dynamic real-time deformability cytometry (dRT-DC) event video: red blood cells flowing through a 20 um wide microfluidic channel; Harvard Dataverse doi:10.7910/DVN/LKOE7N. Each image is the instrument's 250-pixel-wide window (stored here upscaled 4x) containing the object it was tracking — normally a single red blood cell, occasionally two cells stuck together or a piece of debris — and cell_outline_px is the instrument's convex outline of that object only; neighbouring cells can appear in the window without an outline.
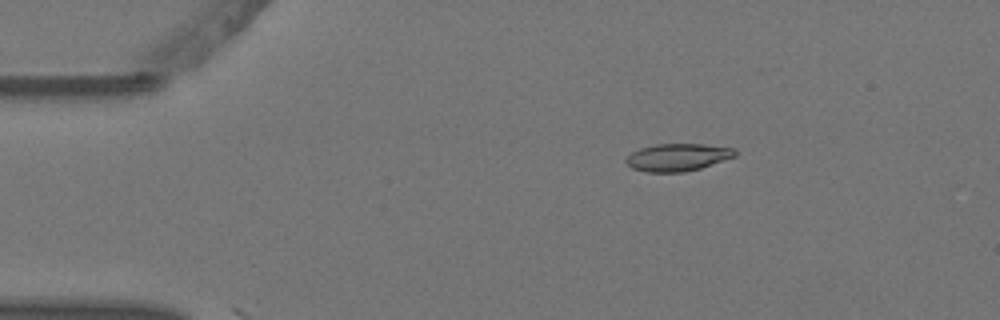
{"species": "Egyptian fruit bat (a non-hibernating species)", "species_latin": "Rousettus aegyptiacus", "temperature_condition": "warm", "stored_images_in_passage": 3, "camera_frame_rate_fps": 3000, "um_per_image_px": 0.085, "animal": {"sex": "female"}, "frame": {"image": 1, "passage_image": 1, "time_ms": 0.0, "image_size_px": [1000, 320], "cell_outline_px": [[736, 156], [700, 168], [684, 172], [648, 172], [632, 168], [624, 160], [632, 152], [640, 148], [656, 144], [704, 144], [736, 148]], "centroid_in_image_um": [57.61, 13.36], "position_along_channel_um": 27.4, "area_um2": 17.4}}
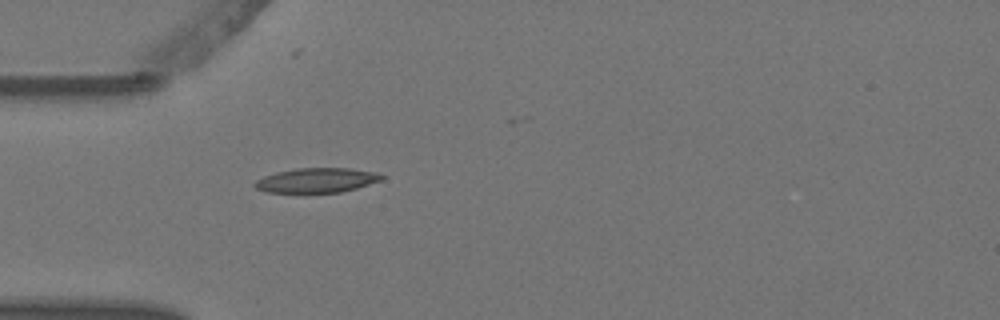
{"frame": {"image": 2, "passage_image": 3, "time_ms": 0.667, "image_size_px": [1000, 320], "cell_outline_px": [[384, 180], [356, 188], [340, 192], [304, 196], [264, 192], [256, 188], [252, 184], [256, 180], [264, 176], [276, 172], [296, 168], [348, 168], [376, 172], [384, 176]], "centroid_in_image_um": [26.85, 15.38], "position_along_channel_um": 58.1, "area_um2": 19.31}}